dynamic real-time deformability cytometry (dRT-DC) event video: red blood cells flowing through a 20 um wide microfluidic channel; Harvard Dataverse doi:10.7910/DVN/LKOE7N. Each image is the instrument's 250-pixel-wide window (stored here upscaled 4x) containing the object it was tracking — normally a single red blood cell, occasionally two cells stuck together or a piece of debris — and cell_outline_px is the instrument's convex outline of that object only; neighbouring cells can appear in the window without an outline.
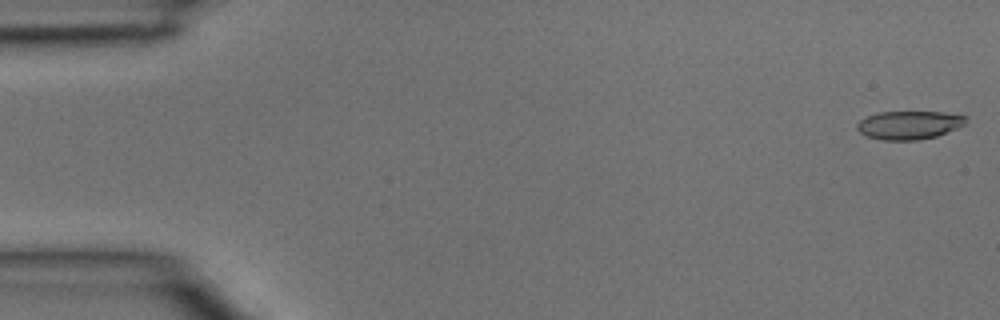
{"species": "common noctule bat (a hibernating species)", "species_latin": "Nyctalus noctula", "temperature_condition": "room temperature", "stored_images_in_passage": 40, "camera_frame_rate_fps": 3000, "um_per_image_px": 0.085, "animal": {"sex": "male", "body_mass_g": 15.6}, "frame": {"image": 1, "passage_image": 1, "time_ms": 0.0, "image_size_px": [1000, 320], "cell_outline_px": [[968, 120], [964, 124], [956, 128], [936, 136], [916, 140], [880, 140], [868, 136], [860, 132], [856, 128], [856, 124], [860, 120], [876, 112], [944, 112], [968, 116]], "centroid_in_image_um": [77.27, 10.62], "position_along_channel_um": 7.7, "area_um2": 17.98}}
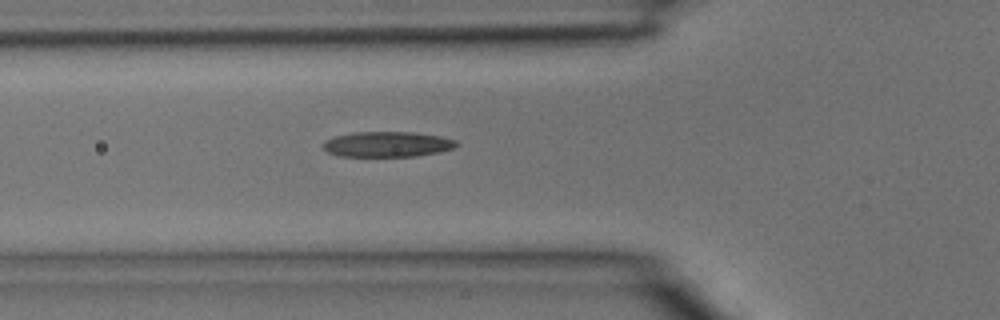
{"frame": {"image": 2, "passage_image": 14, "time_ms": 4.333, "image_size_px": [1000, 320], "cell_outline_px": [[460, 144], [452, 148], [440, 152], [416, 156], [340, 156], [328, 152], [320, 144], [324, 140], [336, 136], [352, 132], [416, 132], [440, 136], [456, 140]], "centroid_in_image_um": [32.92, 12.25], "position_along_channel_um": 92.9, "area_um2": 19.83}}
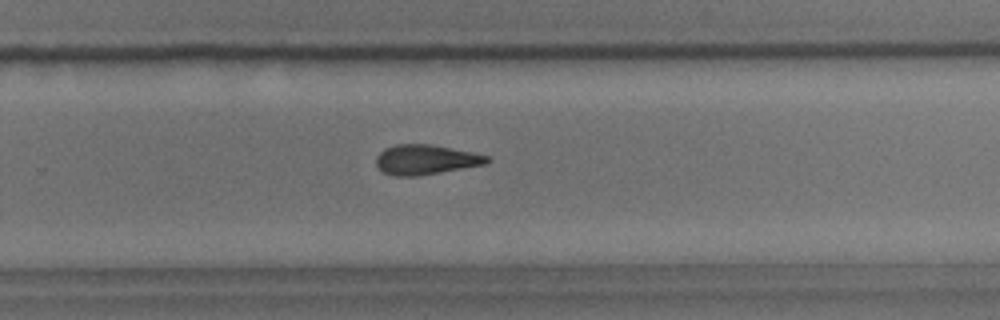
{"frame": {"image": 3, "passage_image": 26, "time_ms": 8.333, "image_size_px": [1000, 320], "cell_outline_px": [[492, 160], [488, 164], [416, 176], [396, 176], [384, 172], [376, 164], [376, 156], [384, 148], [396, 144], [428, 144], [472, 152], [488, 156]], "centroid_in_image_um": [36.2, 13.57], "position_along_channel_um": 293.6, "area_um2": 19.19}}